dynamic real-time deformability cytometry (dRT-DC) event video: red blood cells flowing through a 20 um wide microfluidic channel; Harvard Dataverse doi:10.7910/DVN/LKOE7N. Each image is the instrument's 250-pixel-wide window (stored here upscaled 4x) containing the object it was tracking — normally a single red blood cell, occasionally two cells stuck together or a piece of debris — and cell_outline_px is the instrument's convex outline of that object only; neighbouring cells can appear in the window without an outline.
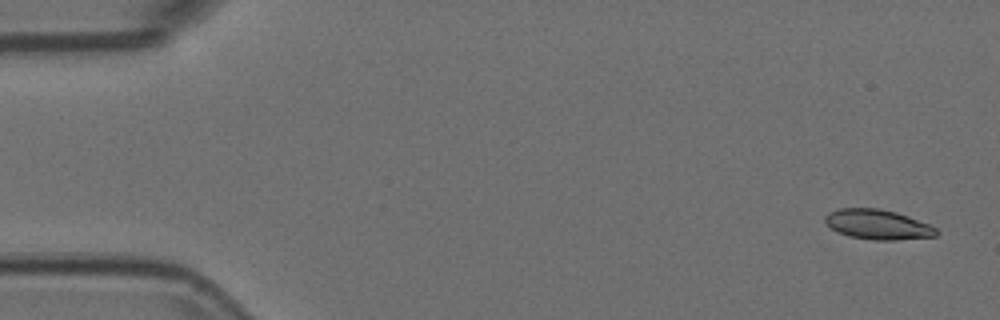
{"species": "Egyptian fruit bat (a non-hibernating species)", "species_latin": "Rousettus aegyptiacus", "temperature_condition": "room temperature", "stored_images_in_passage": 20, "camera_frame_rate_fps": 3000, "um_per_image_px": 0.085, "animal": {"sex": "female"}, "frame": {"image": 1, "passage_image": 1, "time_ms": 0.0, "image_size_px": [1000, 320], "cell_outline_px": [[940, 232], [936, 236], [896, 240], [876, 240], [848, 236], [836, 232], [824, 220], [824, 216], [828, 212], [840, 208], [880, 208], [896, 212], [908, 216], [928, 224], [936, 228]], "centroid_in_image_um": [74.6, 19.08], "position_along_channel_um": 10.4, "area_um2": 19.42}}
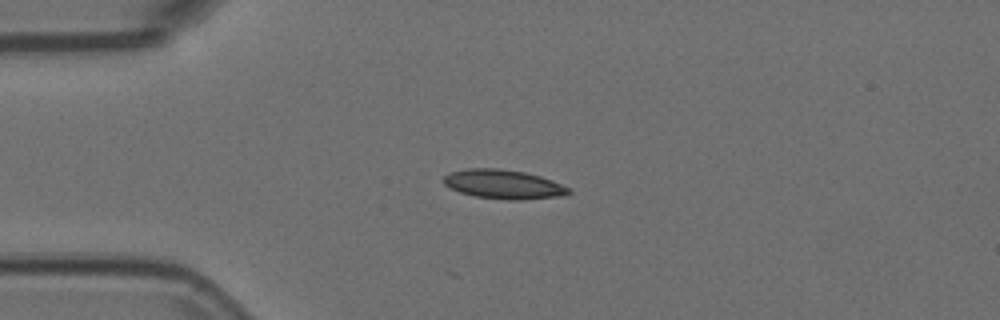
{"frame": {"image": 2, "passage_image": 12, "time_ms": 3.667, "image_size_px": [1000, 320], "cell_outline_px": [[572, 192], [564, 196], [524, 200], [508, 200], [476, 196], [460, 192], [444, 184], [444, 176], [448, 172], [468, 168], [500, 168], [524, 172], [540, 176], [552, 180], [572, 188]], "centroid_in_image_um": [42.85, 15.66], "position_along_channel_um": 42.1, "area_um2": 21.44}}
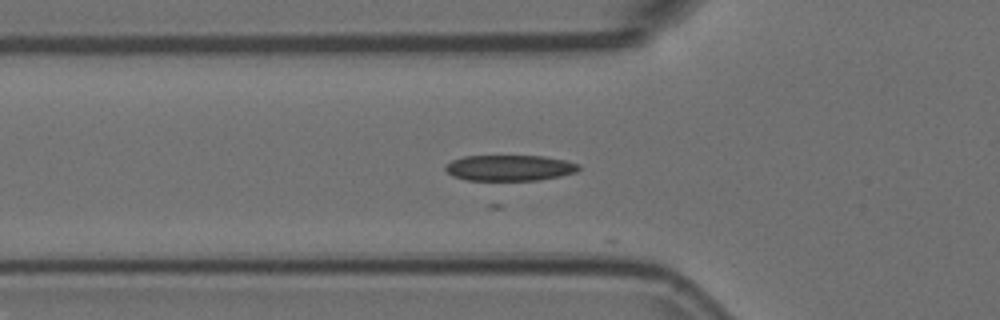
{"frame": {"image": 3, "passage_image": 17, "time_ms": 5.333, "image_size_px": [1000, 320], "cell_outline_px": [[580, 168], [576, 172], [560, 176], [540, 180], [468, 180], [452, 176], [444, 168], [444, 164], [452, 160], [464, 156], [544, 156], [564, 160], [580, 164]], "centroid_in_image_um": [43.3, 14.27], "position_along_channel_um": 82.5, "area_um2": 20.11}}